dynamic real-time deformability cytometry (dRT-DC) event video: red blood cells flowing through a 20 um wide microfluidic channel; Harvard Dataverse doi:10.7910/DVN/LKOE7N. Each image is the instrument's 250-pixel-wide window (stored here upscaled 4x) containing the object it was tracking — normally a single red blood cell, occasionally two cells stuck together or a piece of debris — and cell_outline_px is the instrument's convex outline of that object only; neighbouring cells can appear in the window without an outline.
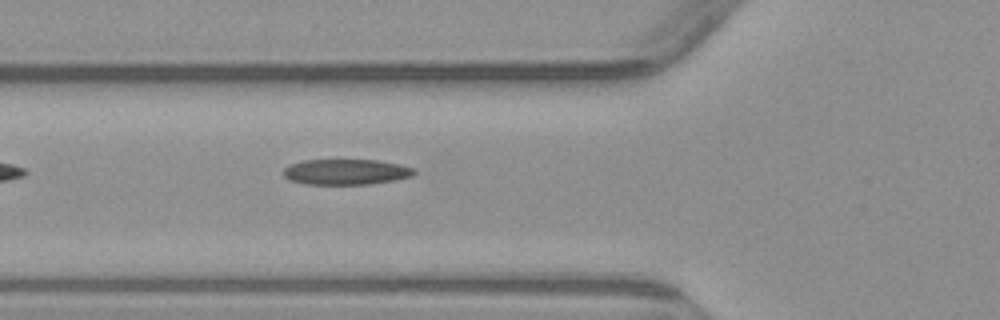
{"species": "common noctule bat (a hibernating species)", "species_latin": "Nyctalus noctula", "temperature_condition": "warm", "stored_images_in_passage": 2, "camera_frame_rate_fps": 3000, "um_per_image_px": 0.085, "animal": {"sex": "male", "body_mass_g": 23.1, "forearm_length_mm": 52.7}, "frame": {"image": 1, "passage_image": 2, "time_ms": 1.333, "image_size_px": [1000, 320], "cell_outline_px": [[416, 172], [412, 176], [396, 180], [372, 184], [304, 184], [288, 180], [284, 176], [284, 168], [288, 164], [304, 160], [380, 160], [400, 164], [416, 168]], "centroid_in_image_um": [29.43, 14.61], "position_along_channel_um": 96.4, "area_um2": 19.77}}